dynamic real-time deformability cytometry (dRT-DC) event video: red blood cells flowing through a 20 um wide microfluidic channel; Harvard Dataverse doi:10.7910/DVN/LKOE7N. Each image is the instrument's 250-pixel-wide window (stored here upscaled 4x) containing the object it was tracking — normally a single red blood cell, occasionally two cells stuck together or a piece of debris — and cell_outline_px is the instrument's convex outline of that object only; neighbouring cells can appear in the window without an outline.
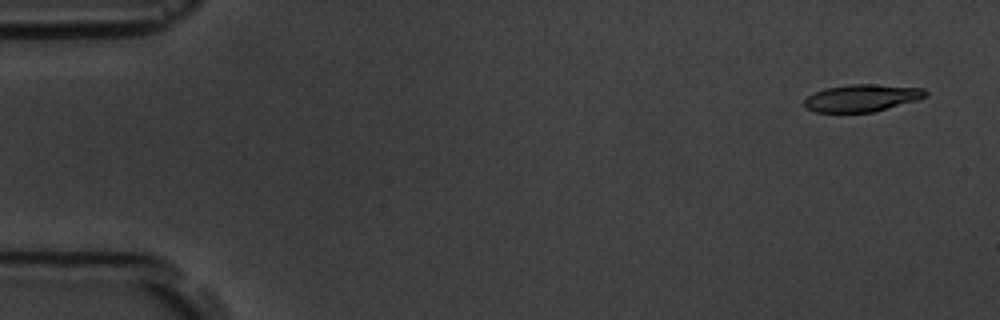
{"species": "common noctule bat (a hibernating species)", "species_latin": "Nyctalus noctula", "temperature_condition": "room temperature", "stored_images_in_passage": 6, "segment_of_instrument_passage": [1, 2], "camera_frame_rate_fps": 3000, "um_per_image_px": 0.085, "animal": {"sex": "male", "body_mass_g": 19.5, "forearm_length_mm": 54.6}, "frame": {"image": 1, "passage_image": 1, "time_ms": 0.0, "image_size_px": [1000, 320], "cell_outline_px": [[928, 96], [916, 100], [872, 112], [816, 112], [804, 108], [804, 100], [808, 96], [824, 88], [848, 84], [872, 84], [924, 88], [928, 92]], "centroid_in_image_um": [73.24, 8.32], "position_along_channel_um": 11.8, "area_um2": 19.19}}
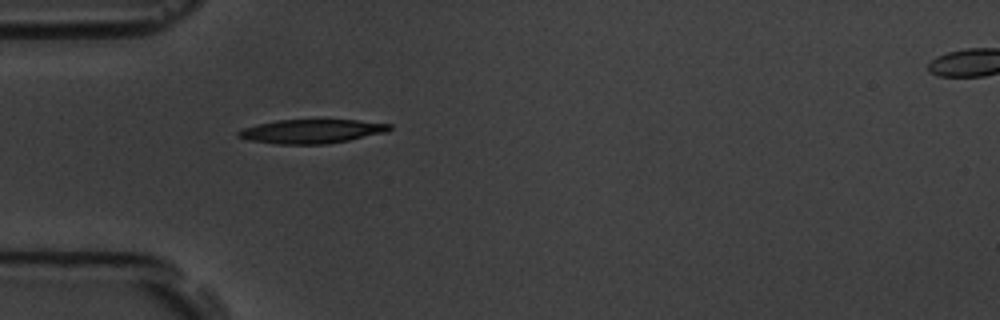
{"frame": {"image": 2, "passage_image": 5, "time_ms": 4.667, "image_size_px": [1000, 320], "cell_outline_px": [[392, 128], [388, 132], [348, 140], [324, 144], [276, 144], [248, 140], [236, 136], [236, 132], [244, 128], [276, 120], [356, 120], [392, 124]], "centroid_in_image_um": [26.5, 11.16], "position_along_channel_um": 58.5, "area_um2": 21.04}}